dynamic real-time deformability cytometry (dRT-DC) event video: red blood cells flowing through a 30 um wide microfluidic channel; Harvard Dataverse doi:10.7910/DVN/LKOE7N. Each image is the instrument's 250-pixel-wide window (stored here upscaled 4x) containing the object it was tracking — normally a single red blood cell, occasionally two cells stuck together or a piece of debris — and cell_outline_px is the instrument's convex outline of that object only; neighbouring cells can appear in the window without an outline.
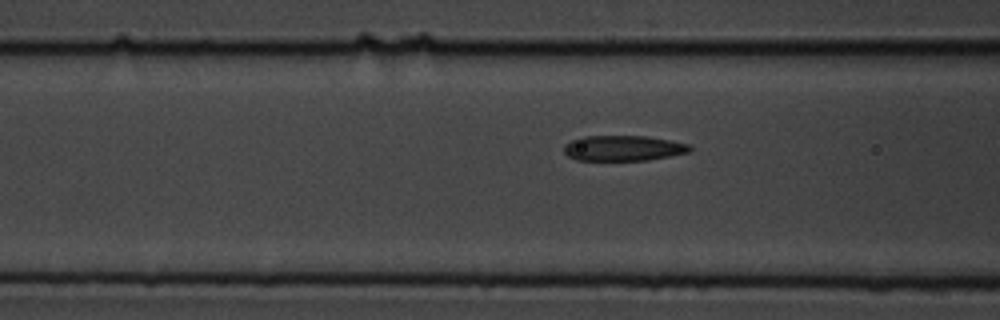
{"species": "common noctule bat (a hibernating species)", "species_latin": "Nyctalus noctula", "temperature_condition": "cold", "stored_images_in_passage": 5, "camera_frame_rate_fps": 3000, "um_per_image_px": 0.085, "animal": {"sex": "male", "body_mass_g": 19.5, "forearm_length_mm": 54.6}, "frame": {"image": 1, "passage_image": 5, "time_ms": 6.333, "image_size_px": [1000, 320], "cell_outline_px": [[692, 148], [688, 152], [648, 160], [576, 160], [568, 156], [564, 152], [564, 144], [572, 140], [584, 136], [648, 136], [688, 144]], "centroid_in_image_um": [52.94, 12.59], "position_along_channel_um": 113.7, "area_um2": 18.5}}